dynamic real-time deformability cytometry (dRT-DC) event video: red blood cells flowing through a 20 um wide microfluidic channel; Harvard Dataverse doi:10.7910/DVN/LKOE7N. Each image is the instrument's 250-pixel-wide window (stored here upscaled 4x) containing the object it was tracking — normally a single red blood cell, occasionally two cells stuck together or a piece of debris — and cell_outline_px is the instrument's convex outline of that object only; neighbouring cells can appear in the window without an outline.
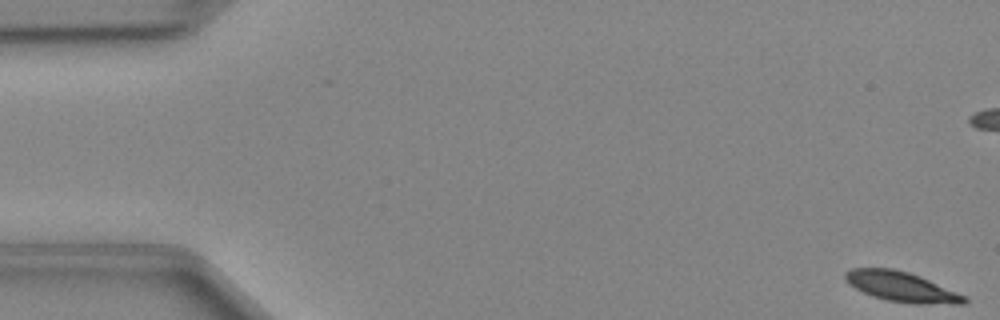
{"species": "Egyptian fruit bat (a non-hibernating species)", "species_latin": "Rousettus aegyptiacus", "temperature_condition": "cold", "stored_images_in_passage": 50, "camera_frame_rate_fps": 3000, "um_per_image_px": 0.085, "animal": {"sex": "female"}, "frame": {"image": 1, "passage_image": 1, "time_ms": 0.0, "image_size_px": [1000, 320], "cell_outline_px": [[968, 300], [964, 304], [912, 304], [888, 300], [872, 296], [848, 284], [844, 280], [844, 272], [852, 268], [892, 268], [908, 272], [920, 276], [968, 296]], "centroid_in_image_um": [76.65, 24.38], "position_along_channel_um": 8.4, "area_um2": 20.98}}
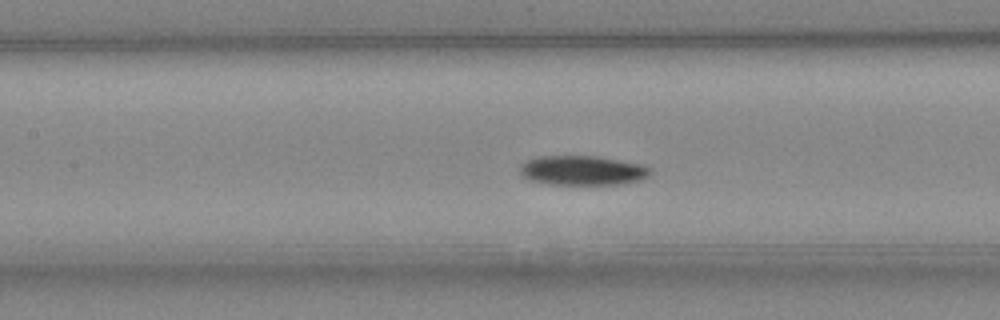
{"frame": {"image": 2, "passage_image": 22, "time_ms": 7.0, "image_size_px": [1000, 320], "cell_outline_px": [[652, 172], [648, 176], [640, 180], [620, 184], [548, 184], [532, 180], [520, 176], [520, 164], [524, 160], [536, 156], [600, 156], [640, 164], [652, 168]], "centroid_in_image_um": [49.48, 14.47], "position_along_channel_um": 157.9, "area_um2": 22.66}}
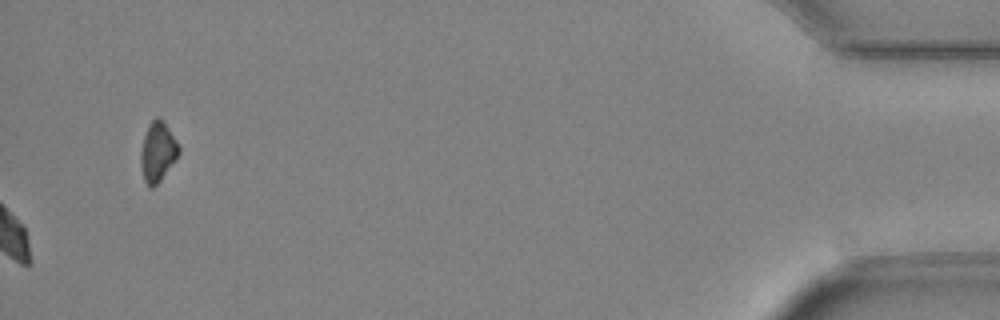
{"frame": {"image": 3, "passage_image": 50, "time_ms": 16.333, "image_size_px": [1000, 320], "cell_outline_px": [[180, 152], [176, 160], [160, 180], [152, 188], [148, 188], [144, 180], [140, 164], [140, 152], [144, 136], [148, 124], [156, 116], [164, 120], [180, 148]], "centroid_in_image_um": [13.39, 12.9], "position_along_channel_um": 421.8, "area_um2": 13.35}}